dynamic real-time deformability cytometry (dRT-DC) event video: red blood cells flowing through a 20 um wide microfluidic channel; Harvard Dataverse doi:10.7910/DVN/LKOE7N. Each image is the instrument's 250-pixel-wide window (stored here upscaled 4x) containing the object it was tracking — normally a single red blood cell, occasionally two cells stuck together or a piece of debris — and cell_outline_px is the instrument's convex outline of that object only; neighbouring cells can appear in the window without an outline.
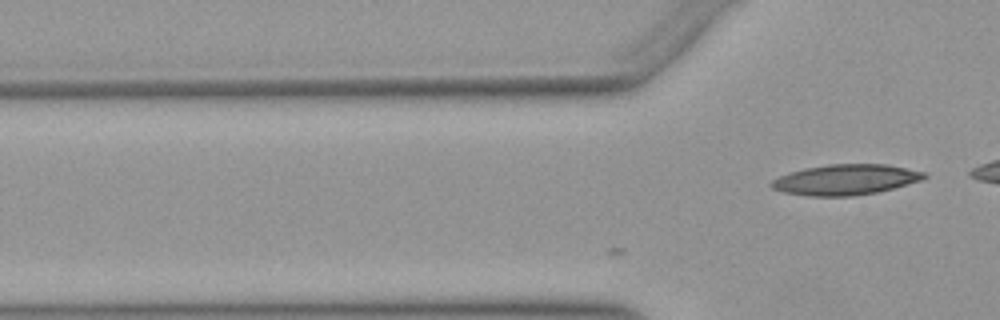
{"species": "Egyptian fruit bat (a non-hibernating species)", "species_latin": "Rousettus aegyptiacus", "temperature_condition": "warm", "stored_images_in_passage": 4, "camera_frame_rate_fps": 3000, "um_per_image_px": 0.085, "animal": {"sex": "female"}, "frame": {"image": 1, "passage_image": 4, "time_ms": 1.0, "image_size_px": [1000, 320], "cell_outline_px": [[928, 176], [920, 180], [892, 188], [876, 192], [852, 196], [808, 196], [784, 192], [772, 188], [768, 184], [772, 180], [788, 172], [804, 168], [828, 164], [888, 164], [924, 172]], "centroid_in_image_um": [71.82, 15.26], "position_along_channel_um": 54.0, "area_um2": 27.05}}